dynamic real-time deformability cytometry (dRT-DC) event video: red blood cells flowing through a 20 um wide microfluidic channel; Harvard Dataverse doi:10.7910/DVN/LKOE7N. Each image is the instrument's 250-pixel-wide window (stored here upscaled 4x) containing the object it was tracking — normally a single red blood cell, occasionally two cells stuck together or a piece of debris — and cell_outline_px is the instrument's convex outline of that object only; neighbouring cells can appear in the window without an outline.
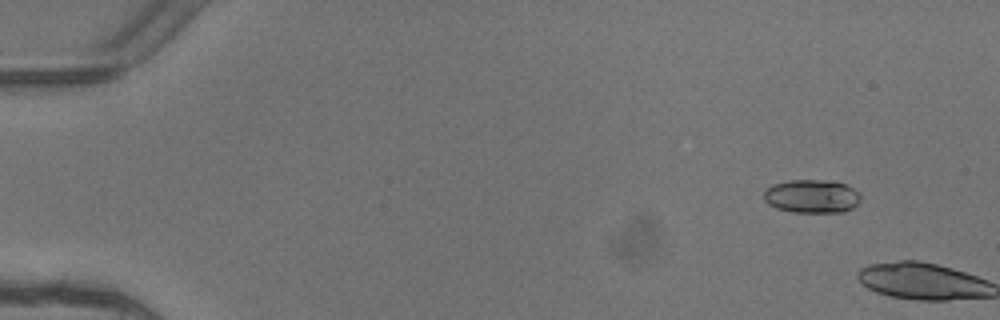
{"species": "common noctule bat (a hibernating species)", "species_latin": "Nyctalus noctula", "temperature_condition": "warm", "stored_images_in_passage": 6, "segment_of_instrument_passage": [2, 2], "camera_frame_rate_fps": 3000, "um_per_image_px": 0.085, "animal": {"sex": "female"}, "frame": {"image": 1, "passage_image": 6, "time_ms": 1.667, "image_size_px": [1000, 320], "cell_outline_px": [[860, 200], [852, 208], [844, 212], [792, 212], [776, 208], [768, 204], [764, 200], [764, 192], [772, 184], [792, 180], [824, 180], [848, 184], [860, 192]], "centroid_in_image_um": [69.02, 16.68], "position_along_channel_um": 16.0, "area_um2": 18.96}}